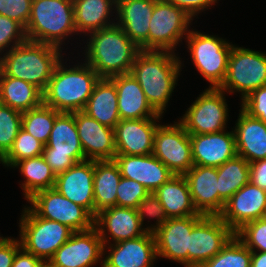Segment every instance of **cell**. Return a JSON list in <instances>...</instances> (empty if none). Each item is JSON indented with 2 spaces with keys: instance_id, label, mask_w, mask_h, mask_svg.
I'll use <instances>...</instances> for the list:
<instances>
[{
  "instance_id": "6da1fadb",
  "label": "cell",
  "mask_w": 266,
  "mask_h": 267,
  "mask_svg": "<svg viewBox=\"0 0 266 267\" xmlns=\"http://www.w3.org/2000/svg\"><path fill=\"white\" fill-rule=\"evenodd\" d=\"M169 51H140L130 73L140 84L148 103L161 115L166 111L177 85L182 63L180 57Z\"/></svg>"
},
{
  "instance_id": "7a4b0ae2",
  "label": "cell",
  "mask_w": 266,
  "mask_h": 267,
  "mask_svg": "<svg viewBox=\"0 0 266 267\" xmlns=\"http://www.w3.org/2000/svg\"><path fill=\"white\" fill-rule=\"evenodd\" d=\"M85 45V60L100 78L130 73L140 48L116 23L90 32ZM87 46V47H86Z\"/></svg>"
},
{
  "instance_id": "3957f363",
  "label": "cell",
  "mask_w": 266,
  "mask_h": 267,
  "mask_svg": "<svg viewBox=\"0 0 266 267\" xmlns=\"http://www.w3.org/2000/svg\"><path fill=\"white\" fill-rule=\"evenodd\" d=\"M63 63L62 57L43 91V104L59 112L83 111L100 77L86 62L72 67Z\"/></svg>"
},
{
  "instance_id": "277c9868",
  "label": "cell",
  "mask_w": 266,
  "mask_h": 267,
  "mask_svg": "<svg viewBox=\"0 0 266 267\" xmlns=\"http://www.w3.org/2000/svg\"><path fill=\"white\" fill-rule=\"evenodd\" d=\"M62 57V49L26 40L0 55V70L6 76L32 83L43 92Z\"/></svg>"
},
{
  "instance_id": "5b68a950",
  "label": "cell",
  "mask_w": 266,
  "mask_h": 267,
  "mask_svg": "<svg viewBox=\"0 0 266 267\" xmlns=\"http://www.w3.org/2000/svg\"><path fill=\"white\" fill-rule=\"evenodd\" d=\"M25 33L29 41L64 50L61 46L65 40L69 36L78 35L74 22L73 0H32Z\"/></svg>"
},
{
  "instance_id": "8992f818",
  "label": "cell",
  "mask_w": 266,
  "mask_h": 267,
  "mask_svg": "<svg viewBox=\"0 0 266 267\" xmlns=\"http://www.w3.org/2000/svg\"><path fill=\"white\" fill-rule=\"evenodd\" d=\"M21 247L48 262L56 250L74 233L68 226L37 216L28 206L19 220Z\"/></svg>"
},
{
  "instance_id": "52a82bcc",
  "label": "cell",
  "mask_w": 266,
  "mask_h": 267,
  "mask_svg": "<svg viewBox=\"0 0 266 267\" xmlns=\"http://www.w3.org/2000/svg\"><path fill=\"white\" fill-rule=\"evenodd\" d=\"M185 40L196 70L210 83L209 88H219L227 74L233 44L217 35L196 30H190Z\"/></svg>"
},
{
  "instance_id": "ba28073f",
  "label": "cell",
  "mask_w": 266,
  "mask_h": 267,
  "mask_svg": "<svg viewBox=\"0 0 266 267\" xmlns=\"http://www.w3.org/2000/svg\"><path fill=\"white\" fill-rule=\"evenodd\" d=\"M265 85L266 53L234 44L229 54L227 74L219 89L227 94L238 92L243 101Z\"/></svg>"
},
{
  "instance_id": "9c48e42d",
  "label": "cell",
  "mask_w": 266,
  "mask_h": 267,
  "mask_svg": "<svg viewBox=\"0 0 266 267\" xmlns=\"http://www.w3.org/2000/svg\"><path fill=\"white\" fill-rule=\"evenodd\" d=\"M55 175L65 172L76 163L85 161L78 136L74 112H61L54 121L49 140L42 153Z\"/></svg>"
},
{
  "instance_id": "30bf717a",
  "label": "cell",
  "mask_w": 266,
  "mask_h": 267,
  "mask_svg": "<svg viewBox=\"0 0 266 267\" xmlns=\"http://www.w3.org/2000/svg\"><path fill=\"white\" fill-rule=\"evenodd\" d=\"M192 21L193 18L183 9L164 0H155L148 32V51L175 53L177 45L189 33Z\"/></svg>"
},
{
  "instance_id": "8fae6325",
  "label": "cell",
  "mask_w": 266,
  "mask_h": 267,
  "mask_svg": "<svg viewBox=\"0 0 266 267\" xmlns=\"http://www.w3.org/2000/svg\"><path fill=\"white\" fill-rule=\"evenodd\" d=\"M225 92L207 88L178 120L189 134H210L227 130L229 117Z\"/></svg>"
},
{
  "instance_id": "7c38bea8",
  "label": "cell",
  "mask_w": 266,
  "mask_h": 267,
  "mask_svg": "<svg viewBox=\"0 0 266 267\" xmlns=\"http://www.w3.org/2000/svg\"><path fill=\"white\" fill-rule=\"evenodd\" d=\"M27 202L37 216L64 224L74 232L87 231L94 227V217L55 188L40 190L27 199Z\"/></svg>"
},
{
  "instance_id": "4fadbf2b",
  "label": "cell",
  "mask_w": 266,
  "mask_h": 267,
  "mask_svg": "<svg viewBox=\"0 0 266 267\" xmlns=\"http://www.w3.org/2000/svg\"><path fill=\"white\" fill-rule=\"evenodd\" d=\"M152 154L174 175H185L193 166L190 134L179 122L157 127Z\"/></svg>"
},
{
  "instance_id": "5bb4252c",
  "label": "cell",
  "mask_w": 266,
  "mask_h": 267,
  "mask_svg": "<svg viewBox=\"0 0 266 267\" xmlns=\"http://www.w3.org/2000/svg\"><path fill=\"white\" fill-rule=\"evenodd\" d=\"M234 235L235 232L219 216H203L189 234L188 267H201Z\"/></svg>"
},
{
  "instance_id": "9a60e30c",
  "label": "cell",
  "mask_w": 266,
  "mask_h": 267,
  "mask_svg": "<svg viewBox=\"0 0 266 267\" xmlns=\"http://www.w3.org/2000/svg\"><path fill=\"white\" fill-rule=\"evenodd\" d=\"M103 246L95 227L74 232L48 262L53 267H93L97 263L103 267Z\"/></svg>"
},
{
  "instance_id": "2e32d148",
  "label": "cell",
  "mask_w": 266,
  "mask_h": 267,
  "mask_svg": "<svg viewBox=\"0 0 266 267\" xmlns=\"http://www.w3.org/2000/svg\"><path fill=\"white\" fill-rule=\"evenodd\" d=\"M204 215L169 218L153 232L157 257L188 267L189 234Z\"/></svg>"
},
{
  "instance_id": "e0dca14e",
  "label": "cell",
  "mask_w": 266,
  "mask_h": 267,
  "mask_svg": "<svg viewBox=\"0 0 266 267\" xmlns=\"http://www.w3.org/2000/svg\"><path fill=\"white\" fill-rule=\"evenodd\" d=\"M103 256V267H153L158 260L154 234L146 232L135 239L104 245Z\"/></svg>"
},
{
  "instance_id": "ac0fdd59",
  "label": "cell",
  "mask_w": 266,
  "mask_h": 267,
  "mask_svg": "<svg viewBox=\"0 0 266 267\" xmlns=\"http://www.w3.org/2000/svg\"><path fill=\"white\" fill-rule=\"evenodd\" d=\"M163 117L120 120L114 127L116 155H150L154 135Z\"/></svg>"
},
{
  "instance_id": "d6986e66",
  "label": "cell",
  "mask_w": 266,
  "mask_h": 267,
  "mask_svg": "<svg viewBox=\"0 0 266 267\" xmlns=\"http://www.w3.org/2000/svg\"><path fill=\"white\" fill-rule=\"evenodd\" d=\"M94 227L98 230L103 245H109L110 240L118 243L135 239L147 232L140 223L136 209L117 206L97 213L94 218Z\"/></svg>"
},
{
  "instance_id": "ffe728a7",
  "label": "cell",
  "mask_w": 266,
  "mask_h": 267,
  "mask_svg": "<svg viewBox=\"0 0 266 267\" xmlns=\"http://www.w3.org/2000/svg\"><path fill=\"white\" fill-rule=\"evenodd\" d=\"M266 208V191L250 181L225 203L219 215L234 232L247 222L261 219Z\"/></svg>"
},
{
  "instance_id": "44dd1931",
  "label": "cell",
  "mask_w": 266,
  "mask_h": 267,
  "mask_svg": "<svg viewBox=\"0 0 266 267\" xmlns=\"http://www.w3.org/2000/svg\"><path fill=\"white\" fill-rule=\"evenodd\" d=\"M93 179L94 160H85L56 175L54 188L95 218Z\"/></svg>"
},
{
  "instance_id": "7402d4cb",
  "label": "cell",
  "mask_w": 266,
  "mask_h": 267,
  "mask_svg": "<svg viewBox=\"0 0 266 267\" xmlns=\"http://www.w3.org/2000/svg\"><path fill=\"white\" fill-rule=\"evenodd\" d=\"M78 136L86 160H114V129L100 124L83 111L74 112Z\"/></svg>"
},
{
  "instance_id": "603a6c76",
  "label": "cell",
  "mask_w": 266,
  "mask_h": 267,
  "mask_svg": "<svg viewBox=\"0 0 266 267\" xmlns=\"http://www.w3.org/2000/svg\"><path fill=\"white\" fill-rule=\"evenodd\" d=\"M193 164L221 166L237 155L234 130L210 134H190Z\"/></svg>"
},
{
  "instance_id": "cb8c5ba5",
  "label": "cell",
  "mask_w": 266,
  "mask_h": 267,
  "mask_svg": "<svg viewBox=\"0 0 266 267\" xmlns=\"http://www.w3.org/2000/svg\"><path fill=\"white\" fill-rule=\"evenodd\" d=\"M155 0H116V24L142 51H148V32Z\"/></svg>"
},
{
  "instance_id": "d4e9b609",
  "label": "cell",
  "mask_w": 266,
  "mask_h": 267,
  "mask_svg": "<svg viewBox=\"0 0 266 267\" xmlns=\"http://www.w3.org/2000/svg\"><path fill=\"white\" fill-rule=\"evenodd\" d=\"M121 176L139 182L153 193L166 183L174 174L153 154L115 155Z\"/></svg>"
},
{
  "instance_id": "484cf974",
  "label": "cell",
  "mask_w": 266,
  "mask_h": 267,
  "mask_svg": "<svg viewBox=\"0 0 266 267\" xmlns=\"http://www.w3.org/2000/svg\"><path fill=\"white\" fill-rule=\"evenodd\" d=\"M118 96V111L121 120L162 117L148 103L145 94L131 73L110 78Z\"/></svg>"
},
{
  "instance_id": "4316f807",
  "label": "cell",
  "mask_w": 266,
  "mask_h": 267,
  "mask_svg": "<svg viewBox=\"0 0 266 267\" xmlns=\"http://www.w3.org/2000/svg\"><path fill=\"white\" fill-rule=\"evenodd\" d=\"M184 176L197 212L218 216L217 168L194 165Z\"/></svg>"
},
{
  "instance_id": "83f0119b",
  "label": "cell",
  "mask_w": 266,
  "mask_h": 267,
  "mask_svg": "<svg viewBox=\"0 0 266 267\" xmlns=\"http://www.w3.org/2000/svg\"><path fill=\"white\" fill-rule=\"evenodd\" d=\"M235 128L236 152L248 163L266 158V123L240 108Z\"/></svg>"
},
{
  "instance_id": "f1b7e54d",
  "label": "cell",
  "mask_w": 266,
  "mask_h": 267,
  "mask_svg": "<svg viewBox=\"0 0 266 267\" xmlns=\"http://www.w3.org/2000/svg\"><path fill=\"white\" fill-rule=\"evenodd\" d=\"M74 22L77 34L87 36L90 32L114 25L110 20L116 12V0H73ZM112 10H114L112 12Z\"/></svg>"
},
{
  "instance_id": "f546056e",
  "label": "cell",
  "mask_w": 266,
  "mask_h": 267,
  "mask_svg": "<svg viewBox=\"0 0 266 267\" xmlns=\"http://www.w3.org/2000/svg\"><path fill=\"white\" fill-rule=\"evenodd\" d=\"M117 102L118 96L114 82L110 78H100L96 82L83 112L96 119L100 124L114 129L121 120Z\"/></svg>"
},
{
  "instance_id": "4dcf8cb0",
  "label": "cell",
  "mask_w": 266,
  "mask_h": 267,
  "mask_svg": "<svg viewBox=\"0 0 266 267\" xmlns=\"http://www.w3.org/2000/svg\"><path fill=\"white\" fill-rule=\"evenodd\" d=\"M154 194L158 197L168 218L202 215L194 207L189 185L184 175H173Z\"/></svg>"
},
{
  "instance_id": "1f68e13d",
  "label": "cell",
  "mask_w": 266,
  "mask_h": 267,
  "mask_svg": "<svg viewBox=\"0 0 266 267\" xmlns=\"http://www.w3.org/2000/svg\"><path fill=\"white\" fill-rule=\"evenodd\" d=\"M43 103V92L32 83L6 76L0 70V104L20 112L29 111Z\"/></svg>"
},
{
  "instance_id": "d6a6232c",
  "label": "cell",
  "mask_w": 266,
  "mask_h": 267,
  "mask_svg": "<svg viewBox=\"0 0 266 267\" xmlns=\"http://www.w3.org/2000/svg\"><path fill=\"white\" fill-rule=\"evenodd\" d=\"M121 177L120 169L114 160H94L95 216L103 209L116 206V190Z\"/></svg>"
},
{
  "instance_id": "836d02e7",
  "label": "cell",
  "mask_w": 266,
  "mask_h": 267,
  "mask_svg": "<svg viewBox=\"0 0 266 267\" xmlns=\"http://www.w3.org/2000/svg\"><path fill=\"white\" fill-rule=\"evenodd\" d=\"M249 177V163L238 155L217 167L218 216L232 195L249 182Z\"/></svg>"
},
{
  "instance_id": "e575fe53",
  "label": "cell",
  "mask_w": 266,
  "mask_h": 267,
  "mask_svg": "<svg viewBox=\"0 0 266 267\" xmlns=\"http://www.w3.org/2000/svg\"><path fill=\"white\" fill-rule=\"evenodd\" d=\"M12 168H18L23 175L20 187L26 200L40 190L55 186L56 175L42 155L18 161Z\"/></svg>"
},
{
  "instance_id": "d590c367",
  "label": "cell",
  "mask_w": 266,
  "mask_h": 267,
  "mask_svg": "<svg viewBox=\"0 0 266 267\" xmlns=\"http://www.w3.org/2000/svg\"><path fill=\"white\" fill-rule=\"evenodd\" d=\"M60 113L61 112L42 103L39 107L22 112L21 128L46 145L49 140L55 118Z\"/></svg>"
},
{
  "instance_id": "8d00e7d4",
  "label": "cell",
  "mask_w": 266,
  "mask_h": 267,
  "mask_svg": "<svg viewBox=\"0 0 266 267\" xmlns=\"http://www.w3.org/2000/svg\"><path fill=\"white\" fill-rule=\"evenodd\" d=\"M252 251L234 235L213 258L201 267H251Z\"/></svg>"
},
{
  "instance_id": "74e56055",
  "label": "cell",
  "mask_w": 266,
  "mask_h": 267,
  "mask_svg": "<svg viewBox=\"0 0 266 267\" xmlns=\"http://www.w3.org/2000/svg\"><path fill=\"white\" fill-rule=\"evenodd\" d=\"M43 150L44 144L21 128L12 148L3 157L1 163L5 167L12 168L18 161L41 156Z\"/></svg>"
},
{
  "instance_id": "f35d334b",
  "label": "cell",
  "mask_w": 266,
  "mask_h": 267,
  "mask_svg": "<svg viewBox=\"0 0 266 267\" xmlns=\"http://www.w3.org/2000/svg\"><path fill=\"white\" fill-rule=\"evenodd\" d=\"M22 126V112L0 104V154L4 157L12 148Z\"/></svg>"
},
{
  "instance_id": "ab89813d",
  "label": "cell",
  "mask_w": 266,
  "mask_h": 267,
  "mask_svg": "<svg viewBox=\"0 0 266 267\" xmlns=\"http://www.w3.org/2000/svg\"><path fill=\"white\" fill-rule=\"evenodd\" d=\"M235 235L251 251L266 252V222L263 219L247 222Z\"/></svg>"
},
{
  "instance_id": "60d3db41",
  "label": "cell",
  "mask_w": 266,
  "mask_h": 267,
  "mask_svg": "<svg viewBox=\"0 0 266 267\" xmlns=\"http://www.w3.org/2000/svg\"><path fill=\"white\" fill-rule=\"evenodd\" d=\"M136 211L142 227H145V225L143 224L144 219H156L155 224H151L145 227V230L147 232L153 233L169 219L165 213L164 207L162 206L161 202L154 194V192H150L143 200L138 203Z\"/></svg>"
},
{
  "instance_id": "b9f144b4",
  "label": "cell",
  "mask_w": 266,
  "mask_h": 267,
  "mask_svg": "<svg viewBox=\"0 0 266 267\" xmlns=\"http://www.w3.org/2000/svg\"><path fill=\"white\" fill-rule=\"evenodd\" d=\"M116 206L136 209L138 203L150 192L142 184L129 178L121 177L117 187Z\"/></svg>"
},
{
  "instance_id": "7bdbcfd3",
  "label": "cell",
  "mask_w": 266,
  "mask_h": 267,
  "mask_svg": "<svg viewBox=\"0 0 266 267\" xmlns=\"http://www.w3.org/2000/svg\"><path fill=\"white\" fill-rule=\"evenodd\" d=\"M26 40L27 38H26L25 28L20 23L6 16L0 15L1 55L9 51L11 48L21 43H24Z\"/></svg>"
},
{
  "instance_id": "ee69618b",
  "label": "cell",
  "mask_w": 266,
  "mask_h": 267,
  "mask_svg": "<svg viewBox=\"0 0 266 267\" xmlns=\"http://www.w3.org/2000/svg\"><path fill=\"white\" fill-rule=\"evenodd\" d=\"M31 4L32 0H0V15L13 19L26 28Z\"/></svg>"
},
{
  "instance_id": "f6af8a7d",
  "label": "cell",
  "mask_w": 266,
  "mask_h": 267,
  "mask_svg": "<svg viewBox=\"0 0 266 267\" xmlns=\"http://www.w3.org/2000/svg\"><path fill=\"white\" fill-rule=\"evenodd\" d=\"M240 107L249 116L266 123V85L248 95L241 101Z\"/></svg>"
},
{
  "instance_id": "bcb514c9",
  "label": "cell",
  "mask_w": 266,
  "mask_h": 267,
  "mask_svg": "<svg viewBox=\"0 0 266 267\" xmlns=\"http://www.w3.org/2000/svg\"><path fill=\"white\" fill-rule=\"evenodd\" d=\"M174 4L175 6L183 9L189 16L194 18L205 9L209 10L219 0H164Z\"/></svg>"
},
{
  "instance_id": "7dc6e473",
  "label": "cell",
  "mask_w": 266,
  "mask_h": 267,
  "mask_svg": "<svg viewBox=\"0 0 266 267\" xmlns=\"http://www.w3.org/2000/svg\"><path fill=\"white\" fill-rule=\"evenodd\" d=\"M21 248L17 238L6 237L0 242V267H12L16 252Z\"/></svg>"
},
{
  "instance_id": "c3c4849f",
  "label": "cell",
  "mask_w": 266,
  "mask_h": 267,
  "mask_svg": "<svg viewBox=\"0 0 266 267\" xmlns=\"http://www.w3.org/2000/svg\"><path fill=\"white\" fill-rule=\"evenodd\" d=\"M250 177L249 181L266 191V158L256 162L249 163Z\"/></svg>"
},
{
  "instance_id": "681fc988",
  "label": "cell",
  "mask_w": 266,
  "mask_h": 267,
  "mask_svg": "<svg viewBox=\"0 0 266 267\" xmlns=\"http://www.w3.org/2000/svg\"><path fill=\"white\" fill-rule=\"evenodd\" d=\"M43 264V261L25 251L22 247L16 252V255L13 260L12 267H40Z\"/></svg>"
},
{
  "instance_id": "f907efd6",
  "label": "cell",
  "mask_w": 266,
  "mask_h": 267,
  "mask_svg": "<svg viewBox=\"0 0 266 267\" xmlns=\"http://www.w3.org/2000/svg\"><path fill=\"white\" fill-rule=\"evenodd\" d=\"M251 267H266V252L252 251Z\"/></svg>"
},
{
  "instance_id": "816d5d0a",
  "label": "cell",
  "mask_w": 266,
  "mask_h": 267,
  "mask_svg": "<svg viewBox=\"0 0 266 267\" xmlns=\"http://www.w3.org/2000/svg\"><path fill=\"white\" fill-rule=\"evenodd\" d=\"M40 267H53L49 262H43Z\"/></svg>"
},
{
  "instance_id": "f5cc1de1",
  "label": "cell",
  "mask_w": 266,
  "mask_h": 267,
  "mask_svg": "<svg viewBox=\"0 0 266 267\" xmlns=\"http://www.w3.org/2000/svg\"><path fill=\"white\" fill-rule=\"evenodd\" d=\"M261 219H263V220L266 222V208H265V210H264V213H263V216H262Z\"/></svg>"
},
{
  "instance_id": "db71d44e",
  "label": "cell",
  "mask_w": 266,
  "mask_h": 267,
  "mask_svg": "<svg viewBox=\"0 0 266 267\" xmlns=\"http://www.w3.org/2000/svg\"><path fill=\"white\" fill-rule=\"evenodd\" d=\"M4 238H6V236L3 237V236L0 235V242H1Z\"/></svg>"
},
{
  "instance_id": "11a10c76",
  "label": "cell",
  "mask_w": 266,
  "mask_h": 267,
  "mask_svg": "<svg viewBox=\"0 0 266 267\" xmlns=\"http://www.w3.org/2000/svg\"><path fill=\"white\" fill-rule=\"evenodd\" d=\"M3 160V156L0 154V163L2 162Z\"/></svg>"
}]
</instances>
